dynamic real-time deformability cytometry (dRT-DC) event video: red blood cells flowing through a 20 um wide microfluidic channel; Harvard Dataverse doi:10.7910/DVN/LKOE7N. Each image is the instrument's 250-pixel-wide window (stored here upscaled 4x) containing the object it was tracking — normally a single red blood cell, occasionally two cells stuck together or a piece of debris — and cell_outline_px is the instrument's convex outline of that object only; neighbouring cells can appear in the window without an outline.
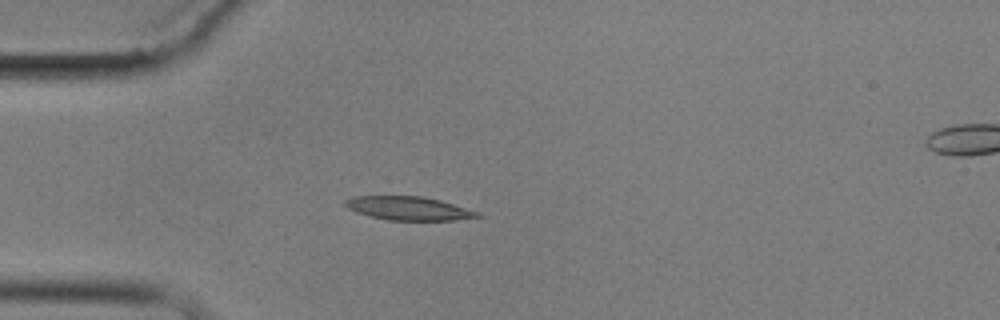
{"species": "common noctule bat (a hibernating species)", "species_latin": "Nyctalus noctula", "temperature_condition": "cold", "stored_images_in_passage": 4, "camera_frame_rate_fps": 3000, "um_per_image_px": 0.085, "animal": {"sex": "male", "body_mass_g": 17.9}, "frame": {"image": 1, "passage_image": 3, "time_ms": 3.333, "image_size_px": [1000, 320], "cell_outline_px": [[484, 216], [452, 220], [388, 220], [356, 212], [348, 208], [344, 204], [344, 200], [356, 196], [424, 196], [440, 200], [480, 212]], "centroid_in_image_um": [34.75, 17.7], "position_along_channel_um": 50.2, "area_um2": 18.09}}